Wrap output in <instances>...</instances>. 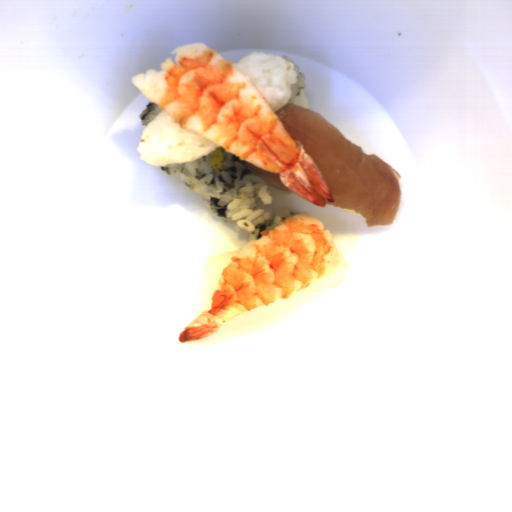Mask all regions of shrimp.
I'll return each mask as SVG.
<instances>
[{"label": "shrimp", "instance_id": "shrimp-1", "mask_svg": "<svg viewBox=\"0 0 512 512\" xmlns=\"http://www.w3.org/2000/svg\"><path fill=\"white\" fill-rule=\"evenodd\" d=\"M160 70L130 82L184 130L221 145L282 186L317 205L334 201L317 162L293 141L260 89L231 61L202 42L170 51ZM326 200V201H325Z\"/></svg>", "mask_w": 512, "mask_h": 512}, {"label": "shrimp", "instance_id": "shrimp-2", "mask_svg": "<svg viewBox=\"0 0 512 512\" xmlns=\"http://www.w3.org/2000/svg\"><path fill=\"white\" fill-rule=\"evenodd\" d=\"M316 218L296 215L229 258L201 312L177 337L202 340L234 317L300 293L339 262L335 238Z\"/></svg>", "mask_w": 512, "mask_h": 512}]
</instances>
